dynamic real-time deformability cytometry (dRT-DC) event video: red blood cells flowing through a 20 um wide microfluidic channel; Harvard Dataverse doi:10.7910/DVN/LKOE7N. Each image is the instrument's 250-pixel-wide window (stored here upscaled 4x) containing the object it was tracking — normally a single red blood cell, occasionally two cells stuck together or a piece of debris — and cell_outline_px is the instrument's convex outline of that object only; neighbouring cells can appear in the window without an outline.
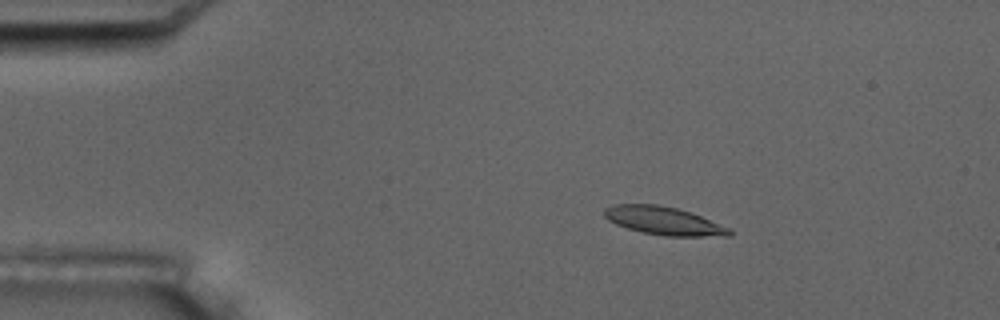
{"species": "common noctule bat (a hibernating species)", "species_latin": "Nyctalus noctula", "temperature_condition": "room temperature", "stored_images_in_passage": 3, "camera_frame_rate_fps": 3000, "um_per_image_px": 0.085, "animal": {"sex": "male", "body_mass_g": 17.5, "forearm_length_mm": 52.3}, "frame": {"image": 1, "passage_image": 1, "time_ms": 0.0, "image_size_px": [1000, 320], "cell_outline_px": [[732, 236], [664, 236], [644, 232], [628, 228], [616, 224], [608, 220], [604, 216], [604, 208], [616, 204], [656, 204], [676, 208], [700, 216], [732, 228]], "centroid_in_image_um": [56.44, 18.77], "position_along_channel_um": 28.6, "area_um2": 20.4}}